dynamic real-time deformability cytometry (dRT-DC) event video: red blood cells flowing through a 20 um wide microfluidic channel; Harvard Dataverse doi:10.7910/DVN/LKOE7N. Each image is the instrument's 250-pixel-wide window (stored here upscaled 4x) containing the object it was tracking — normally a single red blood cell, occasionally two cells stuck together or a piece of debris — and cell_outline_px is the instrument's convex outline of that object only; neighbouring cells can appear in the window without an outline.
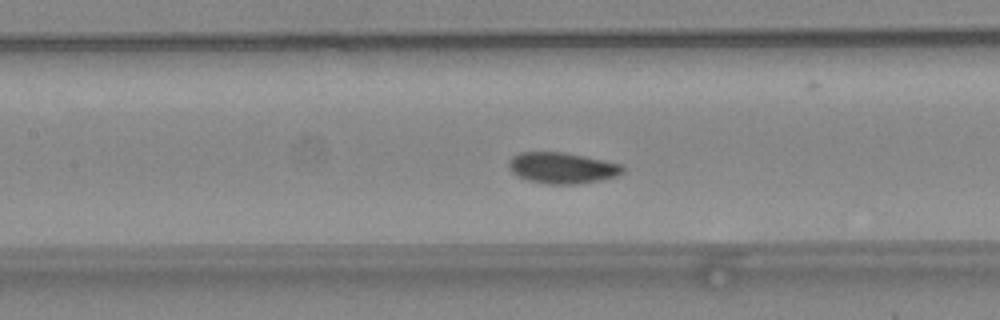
{"species": "common noctule bat (a hibernating species)", "species_latin": "Nyctalus noctula", "temperature_condition": "warm", "stored_images_in_passage": 50, "camera_frame_rate_fps": 3000, "um_per_image_px": 0.085, "animal": {"sex": "female", "body_mass_g": 24.6, "forearm_length_mm": 56.2}, "frame": {"image": 1, "passage_image": 23, "time_ms": 7.333, "image_size_px": [1000, 320], "cell_outline_px": [[624, 172], [616, 176], [600, 180], [576, 184], [548, 184], [528, 180], [512, 172], [508, 168], [508, 160], [512, 156], [520, 152], [564, 152], [624, 164]], "centroid_in_image_um": [47.79, 14.26], "position_along_channel_um": 159.6, "area_um2": 20.69}}
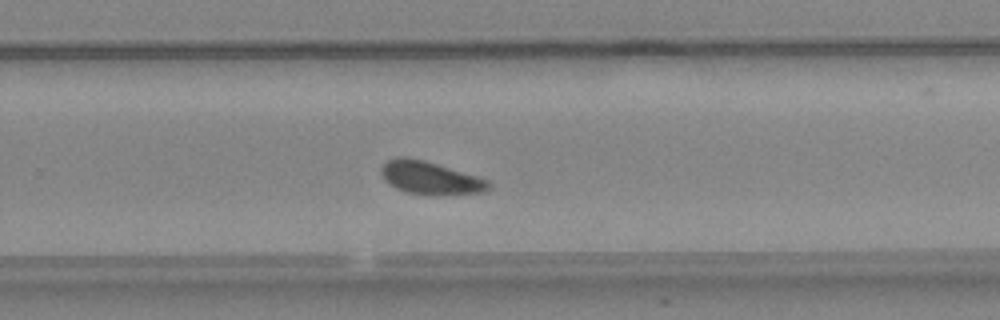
{"frame": {"image": 2, "passage_image": 33, "time_ms": 10.667, "image_size_px": [1000, 320], "cell_outline_px": [[492, 188], [484, 192], [408, 192], [396, 188], [388, 184], [384, 180], [380, 172], [380, 168], [388, 160], [400, 156], [408, 156], [424, 160], [476, 176], [488, 180], [492, 184]], "centroid_in_image_um": [36.51, 15.06], "position_along_channel_um": 293.3, "area_um2": 19.71}}
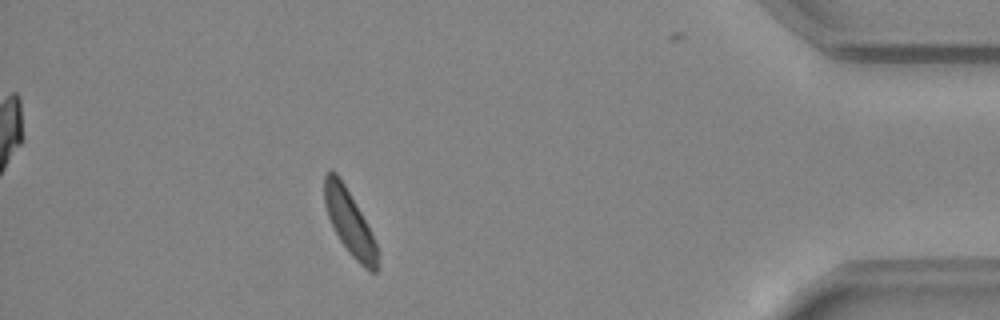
{"frame": {"image": 3, "passage_image": 45, "time_ms": 14.667, "image_size_px": [1000, 320], "cell_outline_px": [[376, 272], [372, 272], [364, 268], [352, 256], [340, 240], [328, 216], [324, 204], [324, 176], [328, 172], [336, 172], [340, 176], [360, 212], [376, 244]], "centroid_in_image_um": [29.66, 18.86], "position_along_channel_um": 405.5, "area_um2": 19.13}, "authors_computed_cell_mechanics": {"area_um2": 20.1433, "velocity_mm_per_s": 4.0317, "shape_relaxation_time_tau1_ms": 2.1868, "shape_relaxation_time_tau2_ms": null, "deformation_change_tau1": 0.0697, "deformation_change_tau2": null}}